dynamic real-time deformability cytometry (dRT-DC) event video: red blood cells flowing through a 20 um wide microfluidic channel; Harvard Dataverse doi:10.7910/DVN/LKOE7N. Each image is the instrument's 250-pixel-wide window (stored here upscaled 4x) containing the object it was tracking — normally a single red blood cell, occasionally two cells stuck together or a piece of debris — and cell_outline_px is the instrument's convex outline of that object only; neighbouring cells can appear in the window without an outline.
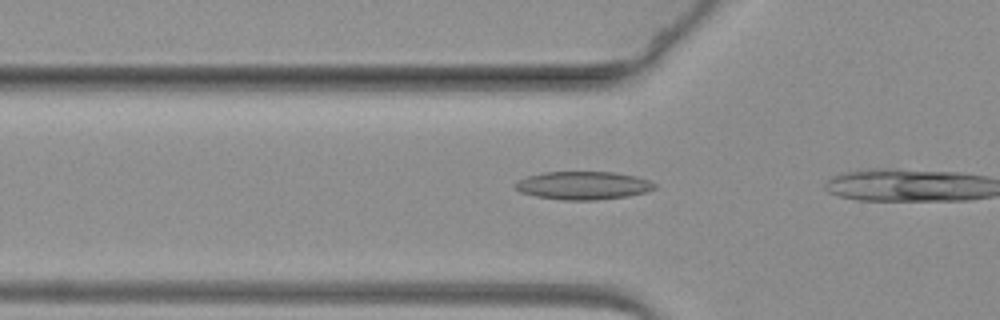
{"species": "common noctule bat (a hibernating species)", "species_latin": "Nyctalus noctula", "temperature_condition": "warm", "stored_images_in_passage": 8, "camera_frame_rate_fps": 3000, "um_per_image_px": 0.085, "animal": {"sex": "female", "body_mass_g": 19.3, "forearm_length_mm": 54.1}, "frame": {"image": 1, "passage_image": 5, "time_ms": 1.333, "image_size_px": [1000, 320], "cell_outline_px": [[656, 188], [644, 192], [628, 196], [596, 200], [560, 200], [536, 196], [520, 192], [512, 184], [516, 180], [528, 176], [544, 172], [612, 172], [636, 176], [648, 180], [656, 184]], "centroid_in_image_um": [49.53, 15.77], "position_along_channel_um": 76.3, "area_um2": 22.89}}